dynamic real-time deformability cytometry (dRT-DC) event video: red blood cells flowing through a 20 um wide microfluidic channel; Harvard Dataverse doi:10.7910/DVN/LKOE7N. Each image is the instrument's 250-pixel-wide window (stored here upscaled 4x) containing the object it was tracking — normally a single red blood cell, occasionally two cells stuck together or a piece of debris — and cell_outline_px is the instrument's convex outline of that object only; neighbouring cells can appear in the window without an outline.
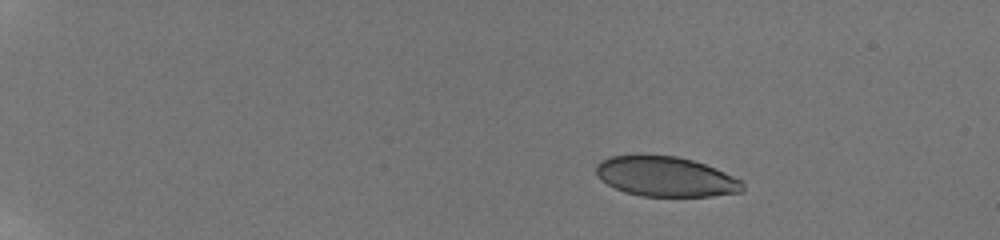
{"species": "human", "species_latin": "Homo sapiens", "temperature_condition": "room temperature", "stored_images_in_passage": 47, "camera_frame_rate_fps": 3000, "um_per_image_px": 0.085, "donor": {"sex": "male"}, "frame": {"image": 1, "passage_image": 1, "time_ms": 0.0, "image_size_px": [1000, 240], "cell_outline_px": [[744, 192], [712, 196], [640, 196], [624, 192], [600, 180], [596, 176], [596, 164], [600, 160], [608, 156], [676, 156], [692, 160], [716, 168], [744, 180]], "centroid_in_image_um": [56.61, 15.03], "position_along_channel_um": 28.4, "area_um2": 34.28}}
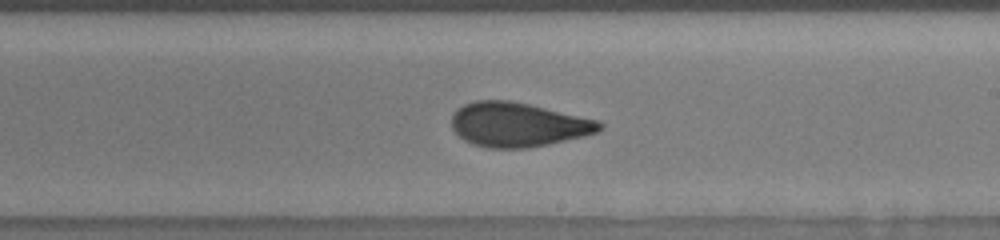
{"frame": {"image": 2, "passage_image": 28, "time_ms": 9.0, "image_size_px": [1000, 240], "cell_outline_px": [[604, 128], [596, 132], [584, 136], [548, 144], [528, 148], [488, 148], [472, 144], [464, 140], [452, 128], [452, 116], [456, 108], [464, 104], [476, 100], [508, 100], [528, 104], [600, 120], [604, 124]], "centroid_in_image_um": [44.03, 10.59], "position_along_channel_um": 245.0, "area_um2": 38.26}}
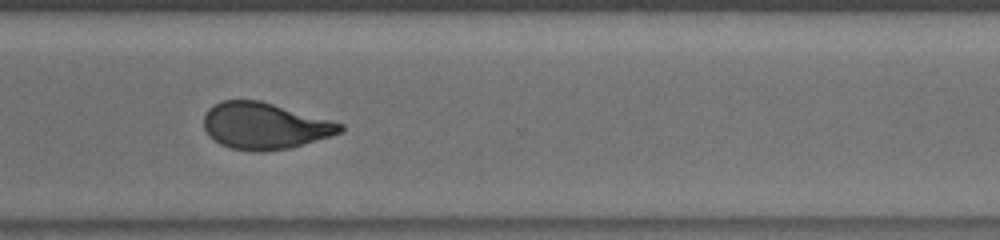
{"frame": {"image": 3, "passage_image": 36, "time_ms": 11.667, "image_size_px": [1000, 240], "cell_outline_px": [[344, 128], [340, 132], [332, 136], [288, 148], [264, 152], [256, 152], [232, 148], [220, 144], [208, 136], [204, 128], [204, 112], [208, 108], [224, 100], [260, 100], [344, 124]], "centroid_in_image_um": [22.47, 10.7], "position_along_channel_um": 348.1, "area_um2": 36.88}, "authors_computed_cell_mechanics": {"area_um2": 37.1076, "velocity_mm_per_s": 3.8718, "shape_relaxation_time_tau1_ms": 6.7491, "shape_relaxation_time_tau2_ms": 1.134, "deformation_change_tau1": 0.2009, "deformation_change_tau2": 0.0839}}